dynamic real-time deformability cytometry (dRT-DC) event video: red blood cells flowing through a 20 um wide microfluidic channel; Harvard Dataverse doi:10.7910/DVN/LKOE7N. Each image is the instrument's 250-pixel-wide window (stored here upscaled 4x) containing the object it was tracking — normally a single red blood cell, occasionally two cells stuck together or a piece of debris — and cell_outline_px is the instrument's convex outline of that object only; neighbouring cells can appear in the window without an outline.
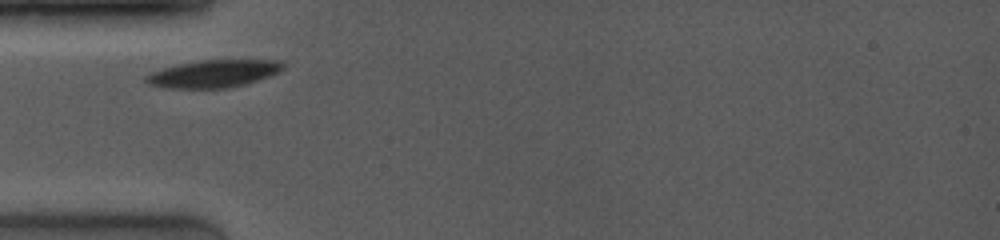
{"species": "common noctule bat (a hibernating species)", "species_latin": "Nyctalus noctula", "temperature_condition": "room temperature", "stored_images_in_passage": 42, "camera_frame_rate_fps": 4000, "um_per_image_px": 0.085, "animal": {"sex": "female", "body_mass_g": 19.0, "forearm_length_mm": 53.3}, "frame": {"image": 1, "passage_image": 1, "time_ms": 0.0, "image_size_px": [1000, 240], "cell_outline_px": [[288, 64], [284, 68], [268, 76], [248, 84], [228, 88], [164, 88], [148, 84], [144, 80], [144, 76], [152, 72], [164, 68], [180, 64], [200, 60], [284, 60]], "centroid_in_image_um": [18.18, 6.26], "position_along_channel_um": 66.8, "area_um2": 22.08}}
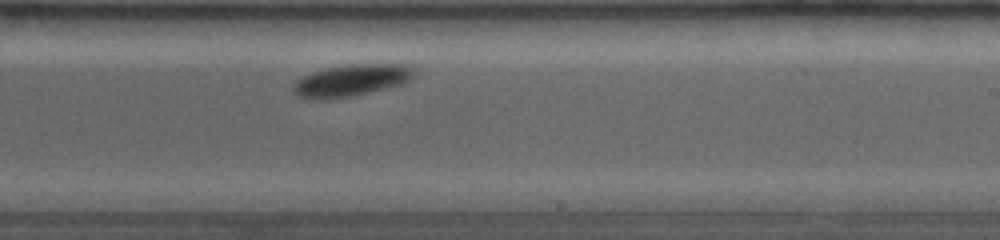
{"frame": {"image": 2, "passage_image": 23, "time_ms": 5.0, "image_size_px": [1000, 240], "cell_outline_px": [[416, 72], [404, 84], [368, 92], [328, 100], [308, 100], [296, 96], [292, 88], [296, 80], [312, 72], [324, 68], [352, 64], [404, 64], [412, 68]], "centroid_in_image_um": [29.8, 6.84], "position_along_channel_um": 259.2, "area_um2": 22.48}}
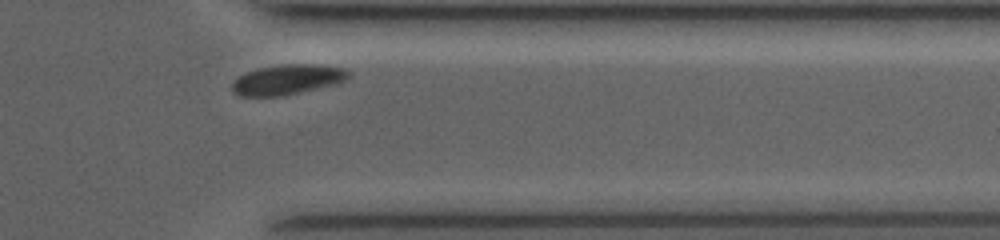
{"frame": {"image": 3, "passage_image": 38, "time_ms": 8.25, "image_size_px": [1000, 240], "cell_outline_px": [[352, 76], [348, 80], [340, 84], [284, 96], [240, 96], [232, 92], [232, 84], [244, 72], [260, 68], [284, 64], [312, 64], [344, 68], [352, 72]], "centroid_in_image_um": [24.52, 6.78], "position_along_channel_um": 386.9, "area_um2": 20.81}, "authors_computed_cell_mechanics": {"area_um2": 22.3108, "velocity_mm_per_s": 3.8739, "shape_relaxation_time_tau1_ms": 0.5305, "shape_relaxation_time_tau2_ms": null, "deformation_change_tau1": 0.0502, "deformation_change_tau2": null}}